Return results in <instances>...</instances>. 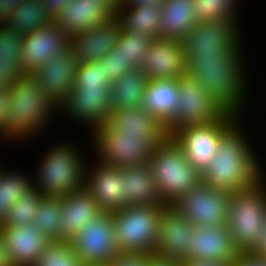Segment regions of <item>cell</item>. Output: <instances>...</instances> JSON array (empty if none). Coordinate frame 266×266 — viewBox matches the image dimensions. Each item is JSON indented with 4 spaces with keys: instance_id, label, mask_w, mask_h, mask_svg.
<instances>
[{
    "instance_id": "cell-2",
    "label": "cell",
    "mask_w": 266,
    "mask_h": 266,
    "mask_svg": "<svg viewBox=\"0 0 266 266\" xmlns=\"http://www.w3.org/2000/svg\"><path fill=\"white\" fill-rule=\"evenodd\" d=\"M240 50L226 49L222 54L196 55L186 65V74L200 82L226 112L236 115L243 106L245 90Z\"/></svg>"
},
{
    "instance_id": "cell-34",
    "label": "cell",
    "mask_w": 266,
    "mask_h": 266,
    "mask_svg": "<svg viewBox=\"0 0 266 266\" xmlns=\"http://www.w3.org/2000/svg\"><path fill=\"white\" fill-rule=\"evenodd\" d=\"M35 266H84L70 240H53L47 244Z\"/></svg>"
},
{
    "instance_id": "cell-52",
    "label": "cell",
    "mask_w": 266,
    "mask_h": 266,
    "mask_svg": "<svg viewBox=\"0 0 266 266\" xmlns=\"http://www.w3.org/2000/svg\"><path fill=\"white\" fill-rule=\"evenodd\" d=\"M5 215L4 185L0 181V222Z\"/></svg>"
},
{
    "instance_id": "cell-45",
    "label": "cell",
    "mask_w": 266,
    "mask_h": 266,
    "mask_svg": "<svg viewBox=\"0 0 266 266\" xmlns=\"http://www.w3.org/2000/svg\"><path fill=\"white\" fill-rule=\"evenodd\" d=\"M16 0H0V25H5L12 17L13 11L18 8Z\"/></svg>"
},
{
    "instance_id": "cell-37",
    "label": "cell",
    "mask_w": 266,
    "mask_h": 266,
    "mask_svg": "<svg viewBox=\"0 0 266 266\" xmlns=\"http://www.w3.org/2000/svg\"><path fill=\"white\" fill-rule=\"evenodd\" d=\"M237 0H193L194 14L198 22L236 18L235 5ZM234 9V10H233Z\"/></svg>"
},
{
    "instance_id": "cell-48",
    "label": "cell",
    "mask_w": 266,
    "mask_h": 266,
    "mask_svg": "<svg viewBox=\"0 0 266 266\" xmlns=\"http://www.w3.org/2000/svg\"><path fill=\"white\" fill-rule=\"evenodd\" d=\"M71 0H43L47 13L52 19L59 13L63 6L68 4Z\"/></svg>"
},
{
    "instance_id": "cell-54",
    "label": "cell",
    "mask_w": 266,
    "mask_h": 266,
    "mask_svg": "<svg viewBox=\"0 0 266 266\" xmlns=\"http://www.w3.org/2000/svg\"><path fill=\"white\" fill-rule=\"evenodd\" d=\"M27 0H16V4L17 5H20L21 3H24V2H26Z\"/></svg>"
},
{
    "instance_id": "cell-53",
    "label": "cell",
    "mask_w": 266,
    "mask_h": 266,
    "mask_svg": "<svg viewBox=\"0 0 266 266\" xmlns=\"http://www.w3.org/2000/svg\"><path fill=\"white\" fill-rule=\"evenodd\" d=\"M115 9L121 4V0H107Z\"/></svg>"
},
{
    "instance_id": "cell-6",
    "label": "cell",
    "mask_w": 266,
    "mask_h": 266,
    "mask_svg": "<svg viewBox=\"0 0 266 266\" xmlns=\"http://www.w3.org/2000/svg\"><path fill=\"white\" fill-rule=\"evenodd\" d=\"M262 178L254 185L230 194L226 226L240 253L254 243L266 221V192Z\"/></svg>"
},
{
    "instance_id": "cell-18",
    "label": "cell",
    "mask_w": 266,
    "mask_h": 266,
    "mask_svg": "<svg viewBox=\"0 0 266 266\" xmlns=\"http://www.w3.org/2000/svg\"><path fill=\"white\" fill-rule=\"evenodd\" d=\"M70 38L52 21L41 29L23 36L21 71L33 73L60 50L68 48Z\"/></svg>"
},
{
    "instance_id": "cell-50",
    "label": "cell",
    "mask_w": 266,
    "mask_h": 266,
    "mask_svg": "<svg viewBox=\"0 0 266 266\" xmlns=\"http://www.w3.org/2000/svg\"><path fill=\"white\" fill-rule=\"evenodd\" d=\"M0 266H10L5 250V242L1 227H0Z\"/></svg>"
},
{
    "instance_id": "cell-5",
    "label": "cell",
    "mask_w": 266,
    "mask_h": 266,
    "mask_svg": "<svg viewBox=\"0 0 266 266\" xmlns=\"http://www.w3.org/2000/svg\"><path fill=\"white\" fill-rule=\"evenodd\" d=\"M165 204L127 205L113 211L115 242L119 253L155 252L158 222Z\"/></svg>"
},
{
    "instance_id": "cell-17",
    "label": "cell",
    "mask_w": 266,
    "mask_h": 266,
    "mask_svg": "<svg viewBox=\"0 0 266 266\" xmlns=\"http://www.w3.org/2000/svg\"><path fill=\"white\" fill-rule=\"evenodd\" d=\"M193 227L175 207L166 205L158 222V239L154 254L186 262Z\"/></svg>"
},
{
    "instance_id": "cell-44",
    "label": "cell",
    "mask_w": 266,
    "mask_h": 266,
    "mask_svg": "<svg viewBox=\"0 0 266 266\" xmlns=\"http://www.w3.org/2000/svg\"><path fill=\"white\" fill-rule=\"evenodd\" d=\"M11 95L10 87L0 88V132L4 136V126L7 121V114L9 111V99Z\"/></svg>"
},
{
    "instance_id": "cell-7",
    "label": "cell",
    "mask_w": 266,
    "mask_h": 266,
    "mask_svg": "<svg viewBox=\"0 0 266 266\" xmlns=\"http://www.w3.org/2000/svg\"><path fill=\"white\" fill-rule=\"evenodd\" d=\"M77 152L72 144L52 148L44 157L36 178L38 181L32 187L46 197H64L85 188V164Z\"/></svg>"
},
{
    "instance_id": "cell-32",
    "label": "cell",
    "mask_w": 266,
    "mask_h": 266,
    "mask_svg": "<svg viewBox=\"0 0 266 266\" xmlns=\"http://www.w3.org/2000/svg\"><path fill=\"white\" fill-rule=\"evenodd\" d=\"M63 197L43 196L39 201L32 225L49 240H58V228L62 218Z\"/></svg>"
},
{
    "instance_id": "cell-31",
    "label": "cell",
    "mask_w": 266,
    "mask_h": 266,
    "mask_svg": "<svg viewBox=\"0 0 266 266\" xmlns=\"http://www.w3.org/2000/svg\"><path fill=\"white\" fill-rule=\"evenodd\" d=\"M52 21L53 19L47 13L43 0H27L13 11L12 17L6 25L24 36L47 26Z\"/></svg>"
},
{
    "instance_id": "cell-21",
    "label": "cell",
    "mask_w": 266,
    "mask_h": 266,
    "mask_svg": "<svg viewBox=\"0 0 266 266\" xmlns=\"http://www.w3.org/2000/svg\"><path fill=\"white\" fill-rule=\"evenodd\" d=\"M121 27L114 18L84 30L70 38V48L77 64L101 61L118 42Z\"/></svg>"
},
{
    "instance_id": "cell-27",
    "label": "cell",
    "mask_w": 266,
    "mask_h": 266,
    "mask_svg": "<svg viewBox=\"0 0 266 266\" xmlns=\"http://www.w3.org/2000/svg\"><path fill=\"white\" fill-rule=\"evenodd\" d=\"M125 206L164 204L148 163L121 168Z\"/></svg>"
},
{
    "instance_id": "cell-10",
    "label": "cell",
    "mask_w": 266,
    "mask_h": 266,
    "mask_svg": "<svg viewBox=\"0 0 266 266\" xmlns=\"http://www.w3.org/2000/svg\"><path fill=\"white\" fill-rule=\"evenodd\" d=\"M84 266H106L119 254L112 212L101 211L70 239Z\"/></svg>"
},
{
    "instance_id": "cell-13",
    "label": "cell",
    "mask_w": 266,
    "mask_h": 266,
    "mask_svg": "<svg viewBox=\"0 0 266 266\" xmlns=\"http://www.w3.org/2000/svg\"><path fill=\"white\" fill-rule=\"evenodd\" d=\"M230 194L201 183L172 206L193 226H223L227 223Z\"/></svg>"
},
{
    "instance_id": "cell-26",
    "label": "cell",
    "mask_w": 266,
    "mask_h": 266,
    "mask_svg": "<svg viewBox=\"0 0 266 266\" xmlns=\"http://www.w3.org/2000/svg\"><path fill=\"white\" fill-rule=\"evenodd\" d=\"M178 79L148 80L140 108L153 115L165 128L179 105Z\"/></svg>"
},
{
    "instance_id": "cell-33",
    "label": "cell",
    "mask_w": 266,
    "mask_h": 266,
    "mask_svg": "<svg viewBox=\"0 0 266 266\" xmlns=\"http://www.w3.org/2000/svg\"><path fill=\"white\" fill-rule=\"evenodd\" d=\"M42 197L43 195L32 187L9 208L0 225L20 226L32 224Z\"/></svg>"
},
{
    "instance_id": "cell-29",
    "label": "cell",
    "mask_w": 266,
    "mask_h": 266,
    "mask_svg": "<svg viewBox=\"0 0 266 266\" xmlns=\"http://www.w3.org/2000/svg\"><path fill=\"white\" fill-rule=\"evenodd\" d=\"M161 14V6L154 4L129 7V11L128 7H117L115 19L118 21L121 30L146 34L154 39L161 37L159 25Z\"/></svg>"
},
{
    "instance_id": "cell-22",
    "label": "cell",
    "mask_w": 266,
    "mask_h": 266,
    "mask_svg": "<svg viewBox=\"0 0 266 266\" xmlns=\"http://www.w3.org/2000/svg\"><path fill=\"white\" fill-rule=\"evenodd\" d=\"M110 89L74 88L59 107L65 105L63 108L67 113L98 127L107 122L112 111Z\"/></svg>"
},
{
    "instance_id": "cell-15",
    "label": "cell",
    "mask_w": 266,
    "mask_h": 266,
    "mask_svg": "<svg viewBox=\"0 0 266 266\" xmlns=\"http://www.w3.org/2000/svg\"><path fill=\"white\" fill-rule=\"evenodd\" d=\"M183 42L171 38H154L139 68L148 80L180 79L186 74Z\"/></svg>"
},
{
    "instance_id": "cell-8",
    "label": "cell",
    "mask_w": 266,
    "mask_h": 266,
    "mask_svg": "<svg viewBox=\"0 0 266 266\" xmlns=\"http://www.w3.org/2000/svg\"><path fill=\"white\" fill-rule=\"evenodd\" d=\"M178 82L179 105L172 122L165 128L167 135L188 126L211 123L226 113L195 78L185 74Z\"/></svg>"
},
{
    "instance_id": "cell-23",
    "label": "cell",
    "mask_w": 266,
    "mask_h": 266,
    "mask_svg": "<svg viewBox=\"0 0 266 266\" xmlns=\"http://www.w3.org/2000/svg\"><path fill=\"white\" fill-rule=\"evenodd\" d=\"M95 171V172H94ZM85 177V189L97 201L104 212H113L125 207L124 182L121 168L99 163Z\"/></svg>"
},
{
    "instance_id": "cell-16",
    "label": "cell",
    "mask_w": 266,
    "mask_h": 266,
    "mask_svg": "<svg viewBox=\"0 0 266 266\" xmlns=\"http://www.w3.org/2000/svg\"><path fill=\"white\" fill-rule=\"evenodd\" d=\"M116 9L107 0H71L53 21L69 37L106 23L115 17Z\"/></svg>"
},
{
    "instance_id": "cell-3",
    "label": "cell",
    "mask_w": 266,
    "mask_h": 266,
    "mask_svg": "<svg viewBox=\"0 0 266 266\" xmlns=\"http://www.w3.org/2000/svg\"><path fill=\"white\" fill-rule=\"evenodd\" d=\"M10 90L4 136L8 139L29 138L49 120L53 107L56 109L58 106L43 92L40 81L33 73H21Z\"/></svg>"
},
{
    "instance_id": "cell-40",
    "label": "cell",
    "mask_w": 266,
    "mask_h": 266,
    "mask_svg": "<svg viewBox=\"0 0 266 266\" xmlns=\"http://www.w3.org/2000/svg\"><path fill=\"white\" fill-rule=\"evenodd\" d=\"M101 62L105 67L108 78L112 82L119 79L127 70L132 68L129 64H126V60L117 43L114 45L110 53L102 58Z\"/></svg>"
},
{
    "instance_id": "cell-28",
    "label": "cell",
    "mask_w": 266,
    "mask_h": 266,
    "mask_svg": "<svg viewBox=\"0 0 266 266\" xmlns=\"http://www.w3.org/2000/svg\"><path fill=\"white\" fill-rule=\"evenodd\" d=\"M193 0H165L159 18L161 37L183 40L196 26Z\"/></svg>"
},
{
    "instance_id": "cell-46",
    "label": "cell",
    "mask_w": 266,
    "mask_h": 266,
    "mask_svg": "<svg viewBox=\"0 0 266 266\" xmlns=\"http://www.w3.org/2000/svg\"><path fill=\"white\" fill-rule=\"evenodd\" d=\"M230 266H266V258L251 257L245 253H240L236 261Z\"/></svg>"
},
{
    "instance_id": "cell-47",
    "label": "cell",
    "mask_w": 266,
    "mask_h": 266,
    "mask_svg": "<svg viewBox=\"0 0 266 266\" xmlns=\"http://www.w3.org/2000/svg\"><path fill=\"white\" fill-rule=\"evenodd\" d=\"M147 266H182V262L157 256L156 254L152 253L149 254Z\"/></svg>"
},
{
    "instance_id": "cell-12",
    "label": "cell",
    "mask_w": 266,
    "mask_h": 266,
    "mask_svg": "<svg viewBox=\"0 0 266 266\" xmlns=\"http://www.w3.org/2000/svg\"><path fill=\"white\" fill-rule=\"evenodd\" d=\"M235 19L221 18L197 22L182 40L186 64L196 55L222 54L226 49H241Z\"/></svg>"
},
{
    "instance_id": "cell-19",
    "label": "cell",
    "mask_w": 266,
    "mask_h": 266,
    "mask_svg": "<svg viewBox=\"0 0 266 266\" xmlns=\"http://www.w3.org/2000/svg\"><path fill=\"white\" fill-rule=\"evenodd\" d=\"M77 63L70 46L48 59L33 74L40 81L43 92L58 106L74 89Z\"/></svg>"
},
{
    "instance_id": "cell-43",
    "label": "cell",
    "mask_w": 266,
    "mask_h": 266,
    "mask_svg": "<svg viewBox=\"0 0 266 266\" xmlns=\"http://www.w3.org/2000/svg\"><path fill=\"white\" fill-rule=\"evenodd\" d=\"M251 257L266 258V221L261 226L258 237L253 245L245 252Z\"/></svg>"
},
{
    "instance_id": "cell-38",
    "label": "cell",
    "mask_w": 266,
    "mask_h": 266,
    "mask_svg": "<svg viewBox=\"0 0 266 266\" xmlns=\"http://www.w3.org/2000/svg\"><path fill=\"white\" fill-rule=\"evenodd\" d=\"M21 175L22 174L18 175L17 173L7 174L6 171L4 173V171L0 169V181L4 185L5 214L21 196L32 188L33 182Z\"/></svg>"
},
{
    "instance_id": "cell-36",
    "label": "cell",
    "mask_w": 266,
    "mask_h": 266,
    "mask_svg": "<svg viewBox=\"0 0 266 266\" xmlns=\"http://www.w3.org/2000/svg\"><path fill=\"white\" fill-rule=\"evenodd\" d=\"M112 83L101 61L77 64L74 88H111Z\"/></svg>"
},
{
    "instance_id": "cell-42",
    "label": "cell",
    "mask_w": 266,
    "mask_h": 266,
    "mask_svg": "<svg viewBox=\"0 0 266 266\" xmlns=\"http://www.w3.org/2000/svg\"><path fill=\"white\" fill-rule=\"evenodd\" d=\"M148 259L149 254L145 253H119L106 266H147Z\"/></svg>"
},
{
    "instance_id": "cell-25",
    "label": "cell",
    "mask_w": 266,
    "mask_h": 266,
    "mask_svg": "<svg viewBox=\"0 0 266 266\" xmlns=\"http://www.w3.org/2000/svg\"><path fill=\"white\" fill-rule=\"evenodd\" d=\"M101 211L97 201L85 188L65 195L58 240H70Z\"/></svg>"
},
{
    "instance_id": "cell-24",
    "label": "cell",
    "mask_w": 266,
    "mask_h": 266,
    "mask_svg": "<svg viewBox=\"0 0 266 266\" xmlns=\"http://www.w3.org/2000/svg\"><path fill=\"white\" fill-rule=\"evenodd\" d=\"M107 122L120 135L141 136L154 147L167 136L165 126L140 107L112 108Z\"/></svg>"
},
{
    "instance_id": "cell-14",
    "label": "cell",
    "mask_w": 266,
    "mask_h": 266,
    "mask_svg": "<svg viewBox=\"0 0 266 266\" xmlns=\"http://www.w3.org/2000/svg\"><path fill=\"white\" fill-rule=\"evenodd\" d=\"M187 249V261L233 264L240 252L226 225L194 226Z\"/></svg>"
},
{
    "instance_id": "cell-11",
    "label": "cell",
    "mask_w": 266,
    "mask_h": 266,
    "mask_svg": "<svg viewBox=\"0 0 266 266\" xmlns=\"http://www.w3.org/2000/svg\"><path fill=\"white\" fill-rule=\"evenodd\" d=\"M237 118L238 115L226 112L211 123L181 128L171 136L183 149L187 162L202 172L214 158L222 133Z\"/></svg>"
},
{
    "instance_id": "cell-1",
    "label": "cell",
    "mask_w": 266,
    "mask_h": 266,
    "mask_svg": "<svg viewBox=\"0 0 266 266\" xmlns=\"http://www.w3.org/2000/svg\"><path fill=\"white\" fill-rule=\"evenodd\" d=\"M238 120L222 133L214 158L201 172L202 183L229 194L261 179L259 163L237 127Z\"/></svg>"
},
{
    "instance_id": "cell-30",
    "label": "cell",
    "mask_w": 266,
    "mask_h": 266,
    "mask_svg": "<svg viewBox=\"0 0 266 266\" xmlns=\"http://www.w3.org/2000/svg\"><path fill=\"white\" fill-rule=\"evenodd\" d=\"M147 83L139 67L127 70L111 84L112 108L140 107Z\"/></svg>"
},
{
    "instance_id": "cell-41",
    "label": "cell",
    "mask_w": 266,
    "mask_h": 266,
    "mask_svg": "<svg viewBox=\"0 0 266 266\" xmlns=\"http://www.w3.org/2000/svg\"><path fill=\"white\" fill-rule=\"evenodd\" d=\"M21 62L16 57L0 56V88L10 87L20 77Z\"/></svg>"
},
{
    "instance_id": "cell-51",
    "label": "cell",
    "mask_w": 266,
    "mask_h": 266,
    "mask_svg": "<svg viewBox=\"0 0 266 266\" xmlns=\"http://www.w3.org/2000/svg\"><path fill=\"white\" fill-rule=\"evenodd\" d=\"M182 266H230L221 263H212V262H196V261H186L182 262Z\"/></svg>"
},
{
    "instance_id": "cell-4",
    "label": "cell",
    "mask_w": 266,
    "mask_h": 266,
    "mask_svg": "<svg viewBox=\"0 0 266 266\" xmlns=\"http://www.w3.org/2000/svg\"><path fill=\"white\" fill-rule=\"evenodd\" d=\"M148 164L165 205H173L202 183L201 172L187 162L183 149L170 135L153 148Z\"/></svg>"
},
{
    "instance_id": "cell-9",
    "label": "cell",
    "mask_w": 266,
    "mask_h": 266,
    "mask_svg": "<svg viewBox=\"0 0 266 266\" xmlns=\"http://www.w3.org/2000/svg\"><path fill=\"white\" fill-rule=\"evenodd\" d=\"M94 130L99 163L124 168L149 162L154 146L146 138L120 135L108 122Z\"/></svg>"
},
{
    "instance_id": "cell-35",
    "label": "cell",
    "mask_w": 266,
    "mask_h": 266,
    "mask_svg": "<svg viewBox=\"0 0 266 266\" xmlns=\"http://www.w3.org/2000/svg\"><path fill=\"white\" fill-rule=\"evenodd\" d=\"M152 38L146 34H137L127 30H121L118 42L119 49L132 68L139 67L151 44Z\"/></svg>"
},
{
    "instance_id": "cell-20",
    "label": "cell",
    "mask_w": 266,
    "mask_h": 266,
    "mask_svg": "<svg viewBox=\"0 0 266 266\" xmlns=\"http://www.w3.org/2000/svg\"><path fill=\"white\" fill-rule=\"evenodd\" d=\"M0 227L10 266H35L39 256L51 241L32 224Z\"/></svg>"
},
{
    "instance_id": "cell-39",
    "label": "cell",
    "mask_w": 266,
    "mask_h": 266,
    "mask_svg": "<svg viewBox=\"0 0 266 266\" xmlns=\"http://www.w3.org/2000/svg\"><path fill=\"white\" fill-rule=\"evenodd\" d=\"M0 26V56L16 57L21 62L23 35L11 30L6 24Z\"/></svg>"
},
{
    "instance_id": "cell-49",
    "label": "cell",
    "mask_w": 266,
    "mask_h": 266,
    "mask_svg": "<svg viewBox=\"0 0 266 266\" xmlns=\"http://www.w3.org/2000/svg\"><path fill=\"white\" fill-rule=\"evenodd\" d=\"M165 0H121V4L118 7H134L144 6L149 4L161 6Z\"/></svg>"
}]
</instances>
